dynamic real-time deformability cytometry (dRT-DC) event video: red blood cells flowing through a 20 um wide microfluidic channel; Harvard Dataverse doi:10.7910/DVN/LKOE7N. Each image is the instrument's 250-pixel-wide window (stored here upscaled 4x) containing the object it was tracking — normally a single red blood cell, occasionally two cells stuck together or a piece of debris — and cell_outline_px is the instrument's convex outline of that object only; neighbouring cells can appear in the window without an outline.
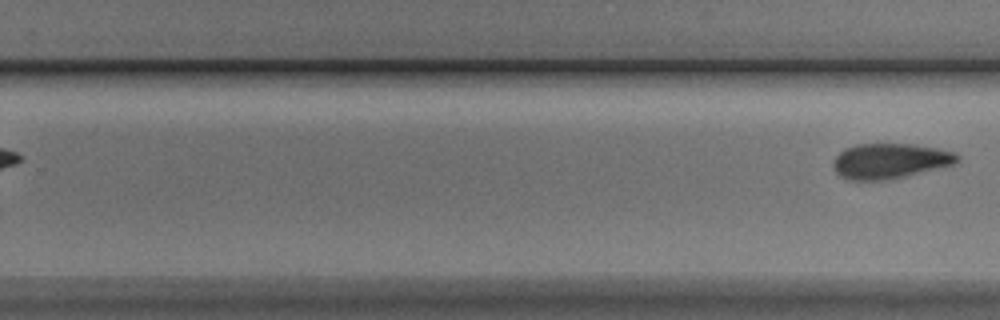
{"species": "Egyptian fruit bat (a non-hibernating species)", "species_latin": "Rousettus aegyptiacus", "temperature_condition": "cold", "stored_images_in_passage": 7, "segment_of_instrument_passage": [2, 2], "camera_frame_rate_fps": 3000, "um_per_image_px": 0.085, "animal": {"sex": "male"}, "frame": {"image": 1, "passage_image": 7, "time_ms": 7.0, "image_size_px": [1000, 320], "cell_outline_px": [[960, 160], [956, 164], [900, 176], [880, 180], [848, 180], [840, 176], [836, 172], [832, 164], [836, 156], [844, 148], [856, 144], [916, 144], [956, 152], [960, 156]], "centroid_in_image_um": [75.64, 13.66], "position_along_channel_um": 254.2, "area_um2": 25.26}}